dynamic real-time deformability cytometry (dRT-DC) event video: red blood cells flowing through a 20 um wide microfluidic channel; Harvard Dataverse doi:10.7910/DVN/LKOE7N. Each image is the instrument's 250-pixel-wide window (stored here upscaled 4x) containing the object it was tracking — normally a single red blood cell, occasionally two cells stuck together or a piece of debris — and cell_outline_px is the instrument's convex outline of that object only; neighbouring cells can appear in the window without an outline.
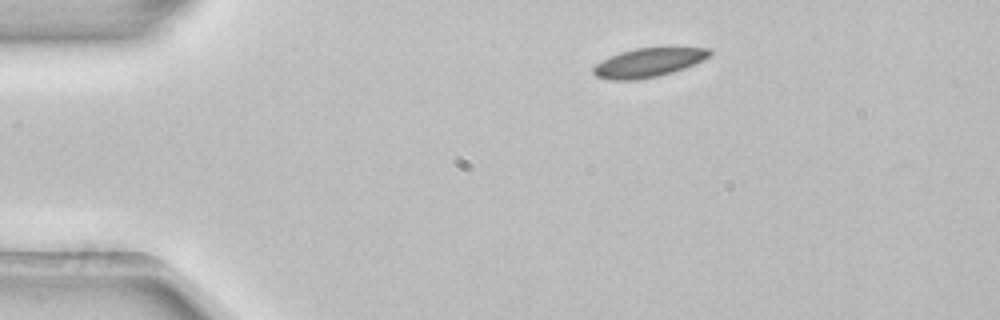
{"species": "common noctule bat (a hibernating species)", "species_latin": "Nyctalus noctula", "temperature_condition": "room temperature", "stored_images_in_passage": 3, "camera_frame_rate_fps": 3000, "um_per_image_px": 0.085, "animal": {"sex": "female", "body_mass_g": 22.7, "forearm_length_mm": 54.2}, "frame": {"image": 1, "passage_image": 1, "time_ms": 0.0, "image_size_px": [1000, 320], "cell_outline_px": [[712, 52], [704, 60], [684, 68], [660, 76], [636, 80], [612, 80], [596, 76], [592, 72], [592, 68], [596, 64], [608, 56], [620, 52], [636, 48], [668, 44], [712, 48]], "centroid_in_image_um": [55.2, 5.25], "position_along_channel_um": 29.8, "area_um2": 20.69}}
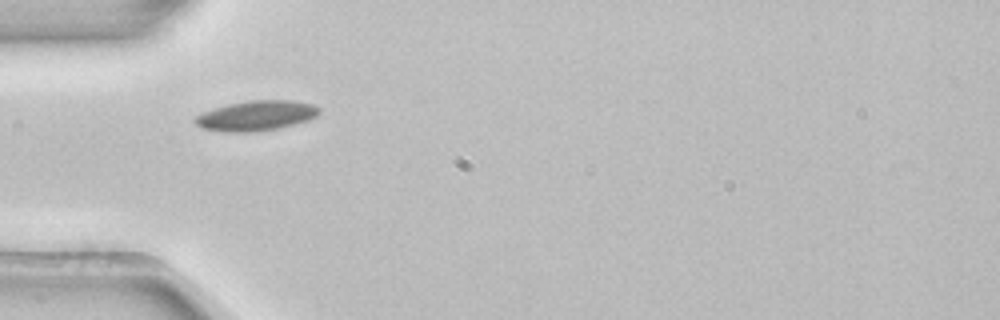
{"frame": {"image": 2, "passage_image": 3, "time_ms": 0.667, "image_size_px": [1000, 320], "cell_outline_px": [[320, 112], [316, 116], [308, 120], [276, 128], [256, 132], [224, 132], [200, 128], [192, 120], [196, 116], [204, 112], [228, 104], [248, 100], [292, 100], [312, 104], [320, 108]], "centroid_in_image_um": [21.75, 9.83], "position_along_channel_um": 63.2, "area_um2": 21.68}}